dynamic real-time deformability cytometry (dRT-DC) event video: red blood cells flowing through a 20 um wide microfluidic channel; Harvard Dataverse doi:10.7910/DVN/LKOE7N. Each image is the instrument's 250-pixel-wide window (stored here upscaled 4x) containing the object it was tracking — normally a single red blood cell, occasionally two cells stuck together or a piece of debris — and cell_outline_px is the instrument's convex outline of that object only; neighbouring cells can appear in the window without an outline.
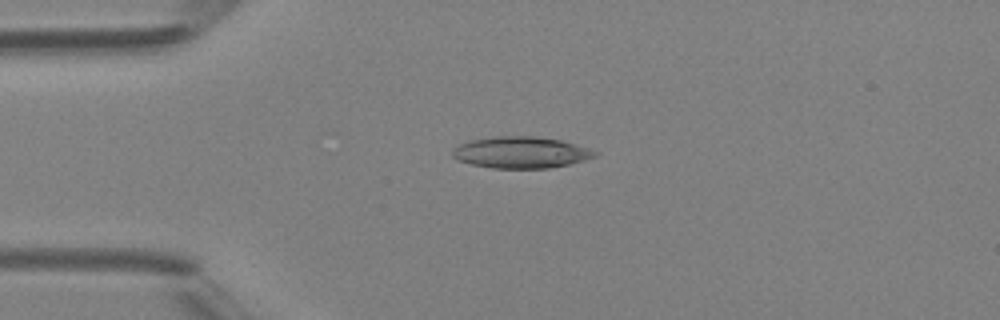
{"species": "Egyptian fruit bat (a non-hibernating species)", "species_latin": "Rousettus aegyptiacus", "temperature_condition": "room temperature", "stored_images_in_passage": 8, "camera_frame_rate_fps": 3000, "um_per_image_px": 0.085, "animal": {"sex": "female"}, "frame": {"image": 1, "passage_image": 4, "time_ms": 3.667, "image_size_px": [1000, 320], "cell_outline_px": [[600, 152], [596, 156], [584, 160], [568, 164], [548, 168], [492, 168], [472, 164], [460, 160], [452, 156], [452, 152], [460, 144], [472, 140], [492, 136], [536, 136], [560, 140], [588, 148]], "centroid_in_image_um": [44.3, 12.95], "position_along_channel_um": 40.7, "area_um2": 25.89}}
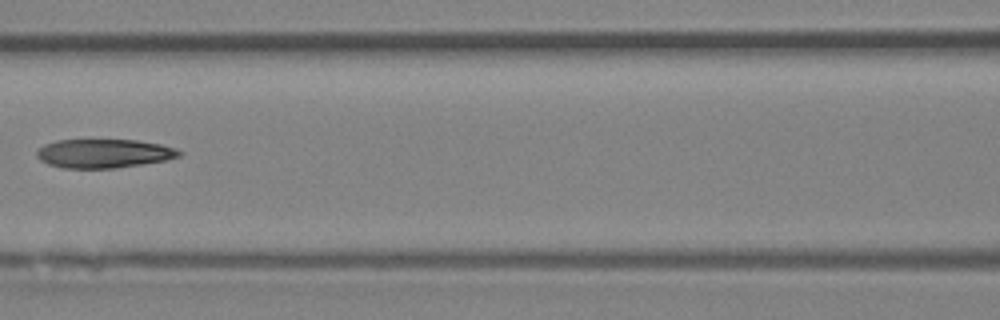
{"frame": {"image": 2, "passage_image": 7, "time_ms": 7.0, "image_size_px": [1000, 320], "cell_outline_px": [[184, 152], [180, 156], [164, 160], [116, 168], [64, 168], [48, 164], [40, 160], [36, 156], [36, 152], [44, 144], [56, 140], [136, 140], [160, 144], [176, 148]], "centroid_in_image_um": [8.82, 13.04], "position_along_channel_um": 157.8, "area_um2": 23.87}}
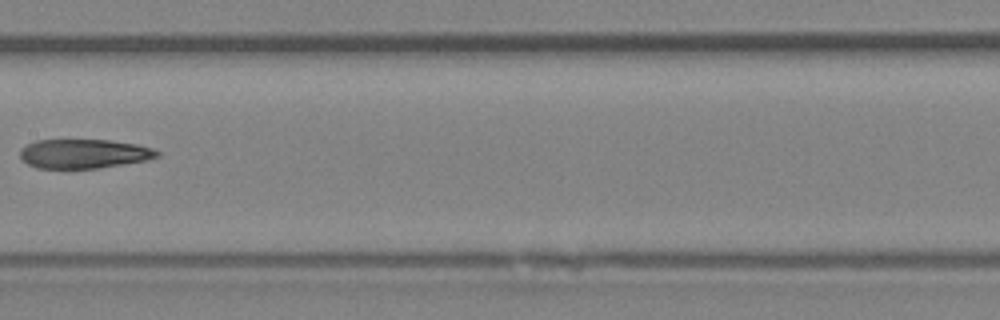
{"frame": {"image": 3, "passage_image": 8, "time_ms": 8.0, "image_size_px": [1000, 320], "cell_outline_px": [[160, 156], [148, 160], [100, 168], [68, 172], [36, 168], [20, 160], [20, 148], [36, 140], [108, 140], [136, 144], [152, 148], [160, 152]], "centroid_in_image_um": [7.07, 13.12], "position_along_channel_um": 200.3, "area_um2": 24.39}}